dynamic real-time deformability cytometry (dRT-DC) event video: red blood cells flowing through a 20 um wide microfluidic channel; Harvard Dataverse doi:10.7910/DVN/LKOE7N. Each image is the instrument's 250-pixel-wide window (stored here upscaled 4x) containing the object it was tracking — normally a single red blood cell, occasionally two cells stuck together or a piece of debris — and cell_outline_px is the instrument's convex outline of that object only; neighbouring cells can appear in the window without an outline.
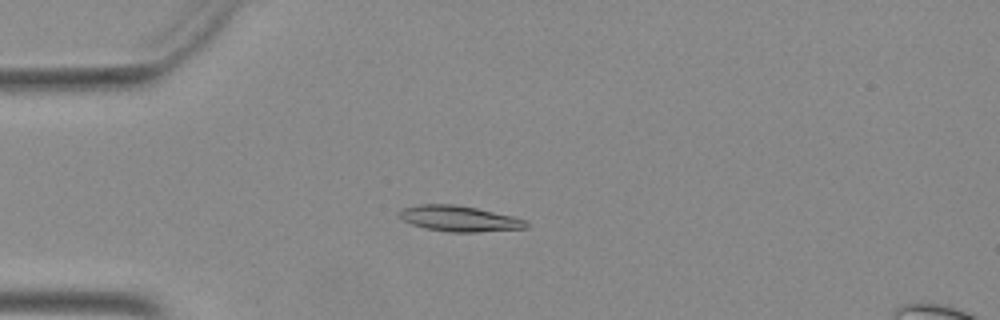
{"species": "Egyptian fruit bat (a non-hibernating species)", "species_latin": "Rousettus aegyptiacus", "temperature_condition": "warm", "stored_images_in_passage": 24, "camera_frame_rate_fps": 3000, "um_per_image_px": 0.085, "animal": {"sex": "female"}, "frame": {"image": 1, "passage_image": 13, "time_ms": 4.0, "image_size_px": [1000, 320], "cell_outline_px": [[528, 228], [476, 232], [448, 232], [424, 228], [412, 224], [404, 220], [396, 212], [404, 208], [420, 204], [452, 204], [476, 208], [512, 216], [524, 220], [528, 224]], "centroid_in_image_um": [39.01, 18.58], "position_along_channel_um": 46.0, "area_um2": 18.84}}
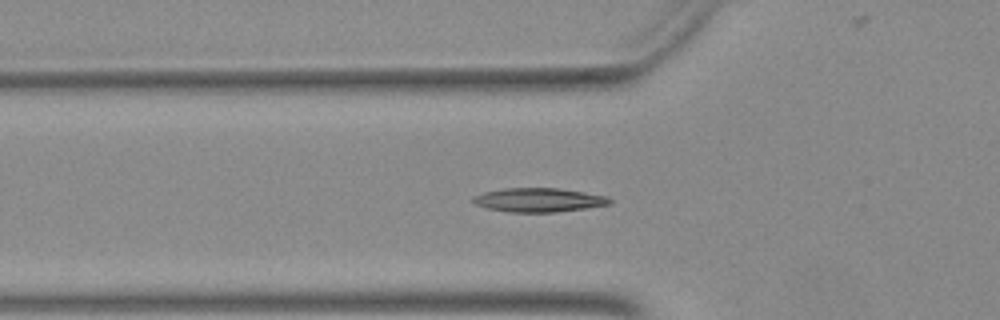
{"frame": {"image": 2, "passage_image": 17, "time_ms": 5.333, "image_size_px": [1000, 320], "cell_outline_px": [[612, 204], [556, 212], [508, 212], [488, 208], [476, 204], [472, 200], [472, 196], [484, 192], [504, 188], [560, 188], [608, 196], [612, 200]], "centroid_in_image_um": [45.81, 16.99], "position_along_channel_um": 80.0, "area_um2": 19.07}}
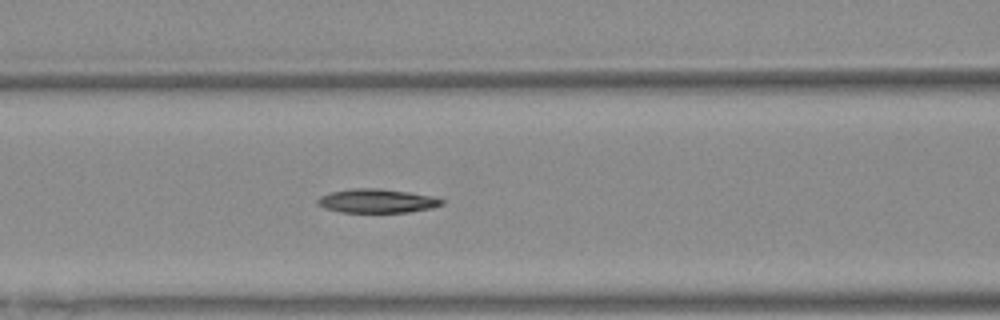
{"frame": {"image": 3, "passage_image": 21, "time_ms": 6.667, "image_size_px": [1000, 320], "cell_outline_px": [[444, 204], [432, 208], [408, 212], [340, 212], [324, 208], [316, 204], [316, 200], [320, 196], [328, 192], [352, 188], [380, 188], [408, 192], [432, 196], [444, 200]], "centroid_in_image_um": [32.0, 17.07], "position_along_channel_um": 134.6, "area_um2": 17.46}}